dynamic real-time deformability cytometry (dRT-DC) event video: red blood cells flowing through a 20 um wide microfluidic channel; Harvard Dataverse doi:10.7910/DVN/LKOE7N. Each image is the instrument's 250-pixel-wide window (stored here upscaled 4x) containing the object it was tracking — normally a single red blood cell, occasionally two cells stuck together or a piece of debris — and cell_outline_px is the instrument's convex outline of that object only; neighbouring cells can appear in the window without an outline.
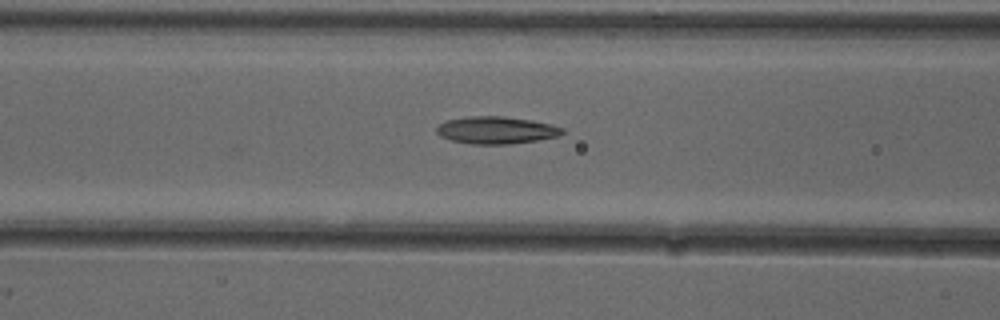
{"species": "common noctule bat (a hibernating species)", "species_latin": "Nyctalus noctula", "temperature_condition": "cold", "stored_images_in_passage": 4, "camera_frame_rate_fps": 3000, "um_per_image_px": 0.085, "animal": {"sex": "female"}, "frame": {"image": 1, "passage_image": 4, "time_ms": 1.0, "image_size_px": [1000, 320], "cell_outline_px": [[564, 132], [560, 136], [536, 140], [508, 144], [472, 144], [452, 140], [440, 136], [436, 132], [436, 128], [440, 124], [448, 120], [468, 116], [504, 116], [532, 120], [564, 128]], "centroid_in_image_um": [42.18, 11.06], "position_along_channel_um": 124.4, "area_um2": 19.88}}